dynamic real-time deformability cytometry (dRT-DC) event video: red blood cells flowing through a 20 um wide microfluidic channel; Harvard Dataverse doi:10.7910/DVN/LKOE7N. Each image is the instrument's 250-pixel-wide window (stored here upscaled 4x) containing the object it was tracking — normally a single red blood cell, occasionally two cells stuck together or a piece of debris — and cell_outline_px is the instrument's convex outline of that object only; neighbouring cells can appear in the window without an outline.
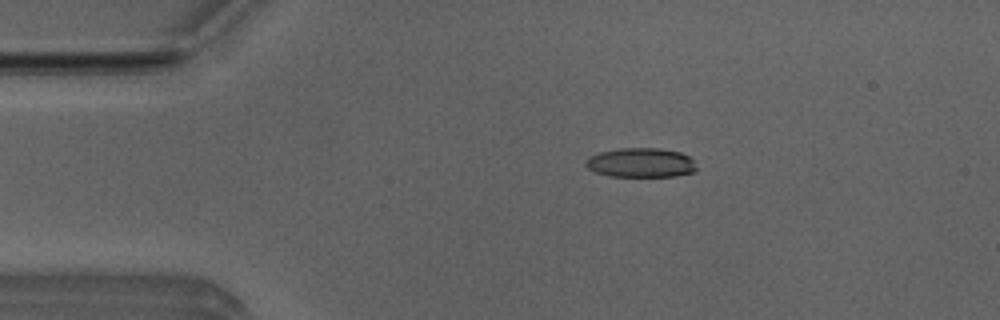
{"species": "Egyptian fruit bat (a non-hibernating species)", "species_latin": "Rousettus aegyptiacus", "temperature_condition": "room temperature", "stored_images_in_passage": 4, "camera_frame_rate_fps": 3000, "um_per_image_px": 0.085, "animal": {"sex": "male"}, "frame": {"image": 1, "passage_image": 3, "time_ms": 0.667, "image_size_px": [1000, 320], "cell_outline_px": [[696, 168], [692, 172], [676, 176], [608, 176], [596, 172], [588, 168], [584, 164], [584, 160], [588, 156], [600, 152], [620, 148], [660, 148], [680, 152], [688, 156], [692, 160]], "centroid_in_image_um": [54.42, 13.82], "position_along_channel_um": 30.6, "area_um2": 18.96}}